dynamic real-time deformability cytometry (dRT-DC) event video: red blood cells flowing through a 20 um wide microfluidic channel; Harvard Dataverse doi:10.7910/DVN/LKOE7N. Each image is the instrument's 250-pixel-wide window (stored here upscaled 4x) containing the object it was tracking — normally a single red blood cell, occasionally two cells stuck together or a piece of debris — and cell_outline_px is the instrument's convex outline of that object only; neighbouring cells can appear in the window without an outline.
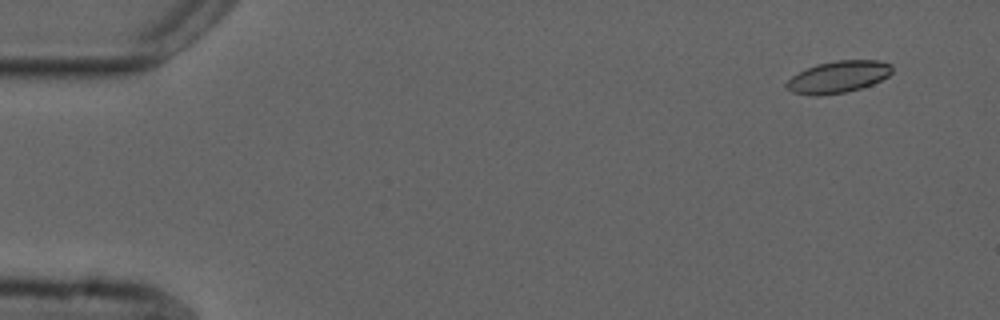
{"species": "common noctule bat (a hibernating species)", "species_latin": "Nyctalus noctula", "temperature_condition": "cold", "stored_images_in_passage": 3, "camera_frame_rate_fps": 3000, "um_per_image_px": 0.085, "animal": {"sex": "male", "forearm_length_mm": 52.5}, "frame": {"image": 1, "passage_image": 1, "time_ms": 0.0, "image_size_px": [1000, 320], "cell_outline_px": [[892, 72], [888, 76], [872, 84], [848, 92], [820, 96], [812, 96], [792, 92], [784, 84], [792, 76], [816, 64], [836, 60], [880, 60], [892, 64]], "centroid_in_image_um": [71.26, 6.54], "position_along_channel_um": 13.7, "area_um2": 19.71}}
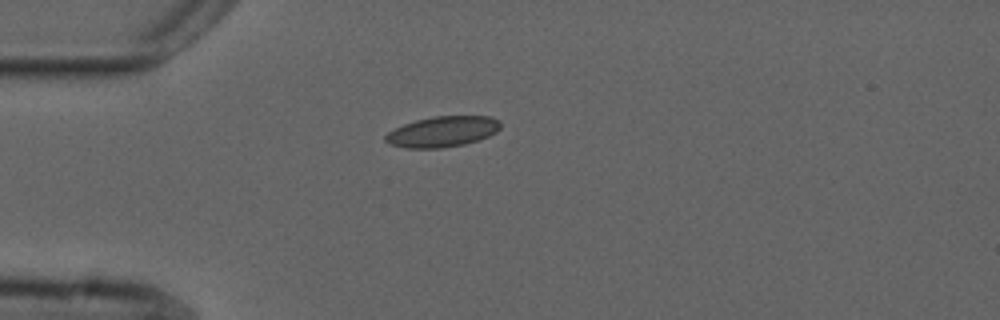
{"frame": {"image": 2, "passage_image": 3, "time_ms": 3.667, "image_size_px": [1000, 320], "cell_outline_px": [[500, 128], [496, 132], [488, 136], [464, 144], [440, 148], [408, 148], [388, 144], [384, 140], [384, 136], [388, 132], [404, 124], [416, 120], [432, 116], [492, 116], [500, 120]], "centroid_in_image_um": [37.6, 11.18], "position_along_channel_um": 47.4, "area_um2": 20.52}}